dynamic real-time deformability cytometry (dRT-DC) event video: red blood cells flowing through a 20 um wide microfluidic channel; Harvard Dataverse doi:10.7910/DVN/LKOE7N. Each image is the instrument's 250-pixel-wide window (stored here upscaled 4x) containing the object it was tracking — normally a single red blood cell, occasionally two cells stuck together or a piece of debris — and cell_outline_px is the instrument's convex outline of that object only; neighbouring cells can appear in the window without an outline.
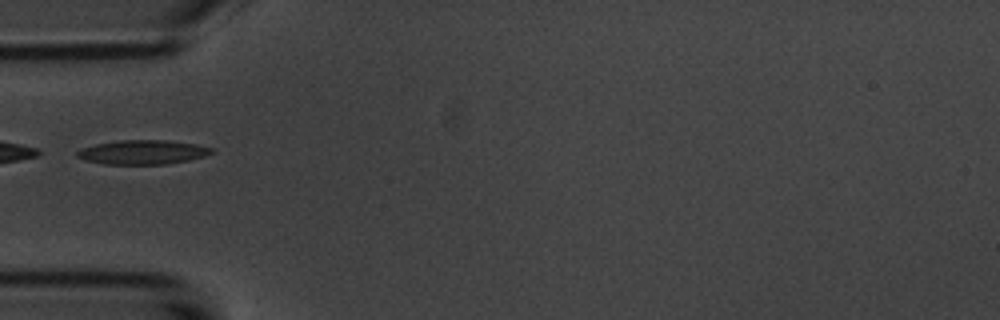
{"species": "common noctule bat (a hibernating species)", "species_latin": "Nyctalus noctula", "temperature_condition": "room temperature", "stored_images_in_passage": 5, "camera_frame_rate_fps": 3000, "um_per_image_px": 0.085, "animal": {"sex": "male", "body_mass_g": 20.1, "forearm_length_mm": 53.5}, "frame": {"image": 1, "passage_image": 2, "time_ms": 1.333, "image_size_px": [1000, 320], "cell_outline_px": [[216, 152], [204, 156], [188, 160], [164, 164], [104, 164], [84, 160], [76, 156], [76, 152], [80, 148], [96, 144], [120, 140], [164, 140], [196, 144], [216, 148]], "centroid_in_image_um": [12.14, 12.93], "position_along_channel_um": 72.9, "area_um2": 19.07}}
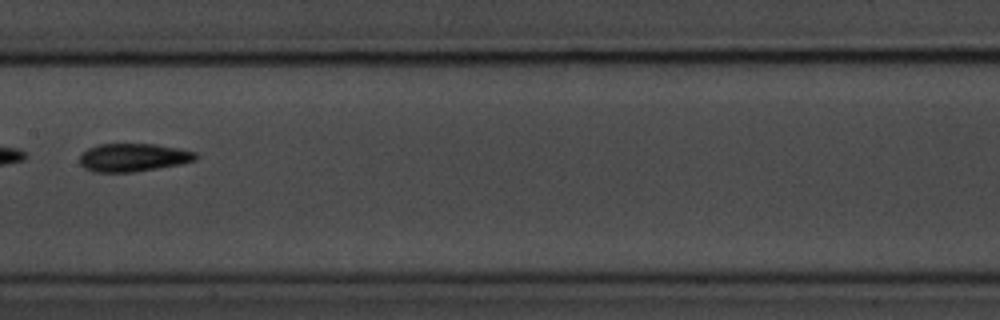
{"frame": {"image": 2, "passage_image": 5, "time_ms": 4.667, "image_size_px": [1000, 320], "cell_outline_px": [[200, 156], [196, 160], [180, 164], [132, 172], [92, 172], [84, 168], [80, 164], [80, 156], [88, 148], [96, 144], [156, 144], [196, 152]], "centroid_in_image_um": [11.32, 13.38], "position_along_channel_um": 196.1, "area_um2": 19.02}}